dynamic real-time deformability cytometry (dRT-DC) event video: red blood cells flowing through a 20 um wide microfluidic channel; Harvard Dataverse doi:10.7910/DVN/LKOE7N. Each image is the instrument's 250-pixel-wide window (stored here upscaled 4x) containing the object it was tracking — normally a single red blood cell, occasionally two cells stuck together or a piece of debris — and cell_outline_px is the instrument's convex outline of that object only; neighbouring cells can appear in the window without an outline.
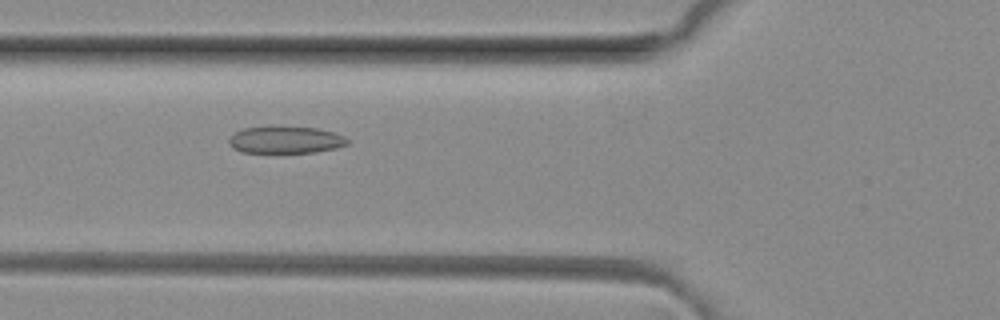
{"species": "common noctule bat (a hibernating species)", "species_latin": "Nyctalus noctula", "temperature_condition": "room temperature", "stored_images_in_passage": 40, "camera_frame_rate_fps": 3000, "um_per_image_px": 0.085, "animal": {"sex": "female", "body_mass_g": 29.2, "forearm_length_mm": 56.3}, "frame": {"image": 1, "passage_image": 8, "time_ms": 2.333, "image_size_px": [1000, 320], "cell_outline_px": [[348, 144], [336, 148], [316, 152], [240, 152], [232, 148], [228, 144], [228, 140], [236, 132], [244, 128], [268, 124], [276, 124], [316, 128], [332, 132], [344, 136], [348, 140]], "centroid_in_image_um": [24.23, 11.85], "position_along_channel_um": 101.6, "area_um2": 19.25}}
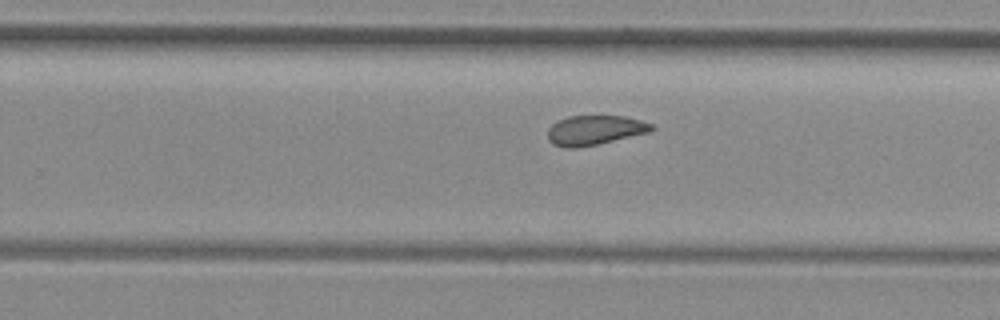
{"frame": {"image": 2, "passage_image": 21, "time_ms": 6.667, "image_size_px": [1000, 320], "cell_outline_px": [[656, 128], [652, 132], [580, 148], [564, 148], [552, 144], [548, 140], [548, 128], [556, 120], [568, 116], [624, 116], [640, 120], [652, 124]], "centroid_in_image_um": [50.55, 11.07], "position_along_channel_um": 279.3, "area_um2": 18.26}}
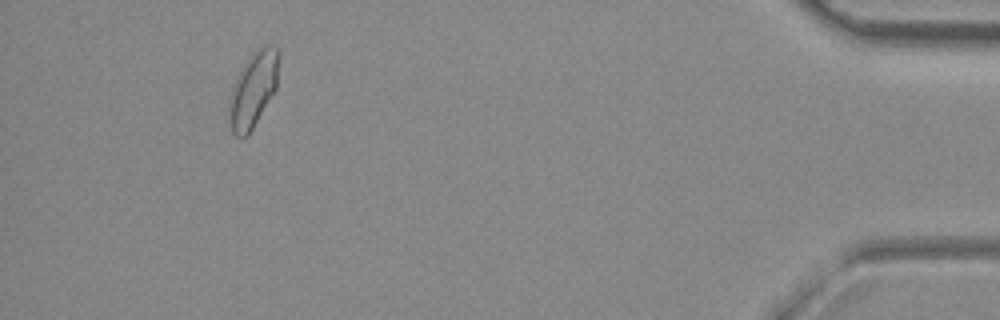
{"frame": {"image": 3, "passage_image": 36, "time_ms": 11.667, "image_size_px": [1000, 320], "cell_outline_px": [[280, 52], [276, 88], [248, 136], [240, 140], [232, 132], [228, 112], [228, 108], [232, 84], [244, 64], [252, 52], [268, 44], [280, 48]], "centroid_in_image_um": [21.52, 7.61], "position_along_channel_um": 413.7, "area_um2": 21.96}, "authors_computed_cell_mechanics": {"area_um2": 19.1607, "velocity_mm_per_s": 4.107, "shape_relaxation_time_tau1_ms": null, "shape_relaxation_time_tau2_ms": 1.8618, "deformation_change_tau1": null, "deformation_change_tau2": 0.0663}}